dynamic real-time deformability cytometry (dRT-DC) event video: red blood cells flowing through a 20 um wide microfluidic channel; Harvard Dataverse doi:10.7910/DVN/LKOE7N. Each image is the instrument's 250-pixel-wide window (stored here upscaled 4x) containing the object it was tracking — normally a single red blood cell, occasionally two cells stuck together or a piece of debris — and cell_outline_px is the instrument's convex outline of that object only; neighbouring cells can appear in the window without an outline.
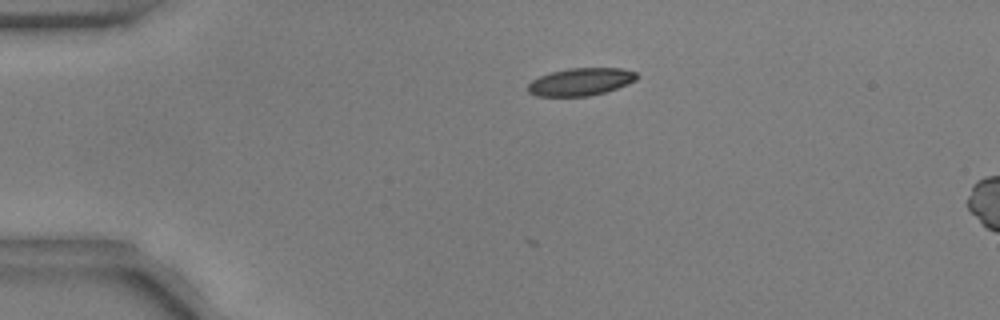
{"species": "common noctule bat (a hibernating species)", "species_latin": "Nyctalus noctula", "temperature_condition": "warm", "stored_images_in_passage": 43, "camera_frame_rate_fps": 3000, "um_per_image_px": 0.085, "animal": {"sex": "male", "body_mass_g": 17.9, "forearm_length_mm": 54.2}, "frame": {"image": 1, "passage_image": 1, "time_ms": 0.0, "image_size_px": [1000, 320], "cell_outline_px": [[640, 76], [636, 80], [628, 84], [604, 92], [588, 96], [536, 96], [528, 92], [528, 84], [532, 80], [540, 76], [552, 72], [568, 68], [620, 68], [636, 72]], "centroid_in_image_um": [49.37, 6.95], "position_along_channel_um": 35.6, "area_um2": 17.46}}
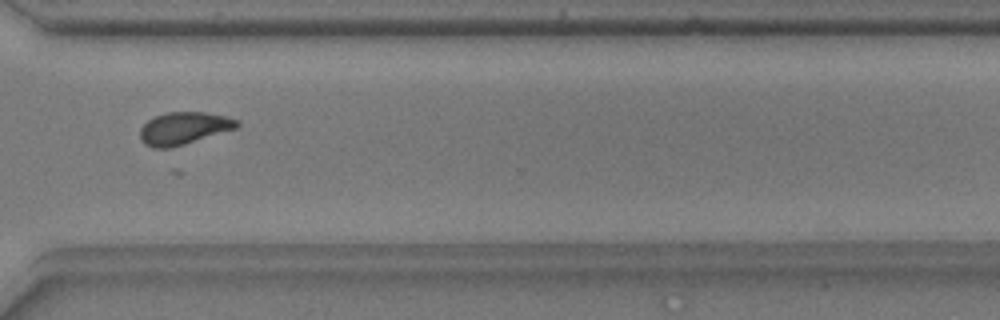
{"frame": {"image": 2, "passage_image": 30, "time_ms": 9.667, "image_size_px": [1000, 320], "cell_outline_px": [[240, 124], [236, 128], [184, 144], [168, 148], [152, 148], [144, 144], [140, 140], [140, 128], [148, 120], [156, 116], [168, 112], [204, 112], [228, 116], [236, 120]], "centroid_in_image_um": [15.59, 10.9], "position_along_channel_um": 355.0, "area_um2": 18.15}}
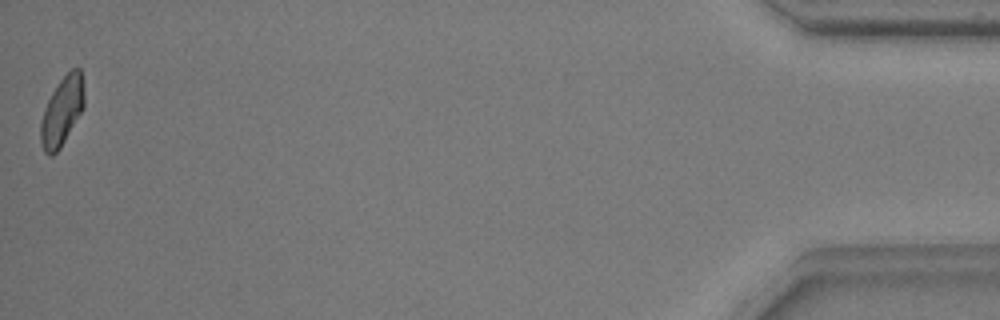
{"frame": {"image": 3, "passage_image": 43, "time_ms": 14.0, "image_size_px": [1000, 320], "cell_outline_px": [[84, 108], [60, 148], [52, 156], [48, 156], [44, 152], [40, 140], [40, 124], [44, 108], [52, 92], [60, 80], [72, 68], [80, 68], [84, 92]], "centroid_in_image_um": [5.26, 9.47], "position_along_channel_um": 429.9, "area_um2": 17.4}}